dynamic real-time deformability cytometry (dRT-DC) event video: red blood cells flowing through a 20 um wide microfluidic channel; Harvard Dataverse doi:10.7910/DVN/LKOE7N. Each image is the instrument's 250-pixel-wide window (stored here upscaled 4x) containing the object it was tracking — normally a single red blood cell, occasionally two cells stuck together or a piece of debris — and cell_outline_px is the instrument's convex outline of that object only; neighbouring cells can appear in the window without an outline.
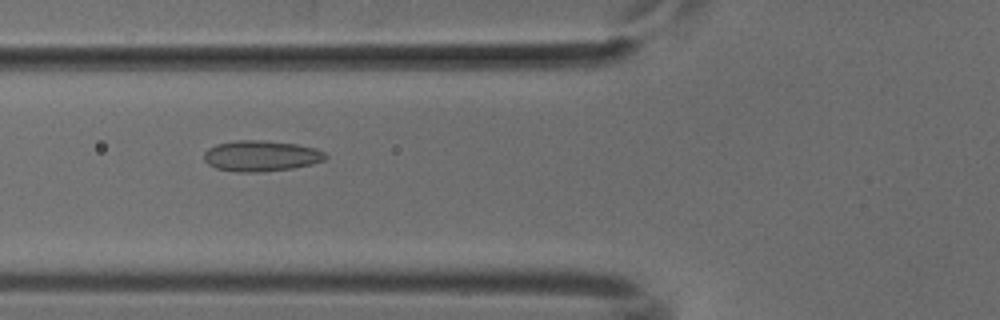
{"species": "common noctule bat (a hibernating species)", "species_latin": "Nyctalus noctula", "temperature_condition": "cold", "stored_images_in_passage": 53, "camera_frame_rate_fps": 3000, "um_per_image_px": 0.085, "animal": {"sex": "male", "body_mass_g": 18.8}, "frame": {"image": 1, "passage_image": 20, "time_ms": 6.333, "image_size_px": [1000, 320], "cell_outline_px": [[328, 156], [324, 160], [312, 164], [292, 168], [260, 172], [236, 172], [216, 168], [208, 164], [204, 160], [204, 152], [208, 148], [216, 144], [236, 140], [264, 140], [296, 144], [316, 148], [324, 152]], "centroid_in_image_um": [22.18, 13.25], "position_along_channel_um": 103.6, "area_um2": 21.91}}
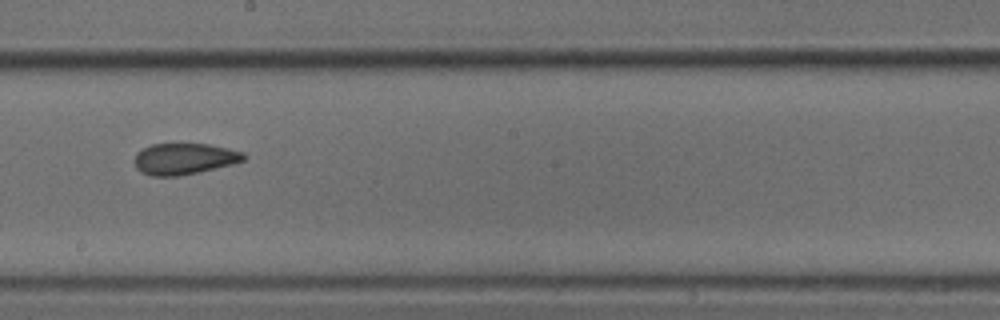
{"frame": {"image": 2, "passage_image": 30, "time_ms": 9.667, "image_size_px": [1000, 320], "cell_outline_px": [[244, 160], [232, 164], [200, 172], [180, 176], [152, 176], [140, 172], [136, 168], [136, 152], [152, 144], [208, 144], [228, 148], [244, 152]], "centroid_in_image_um": [15.66, 13.51], "position_along_channel_um": 232.5, "area_um2": 19.83}}
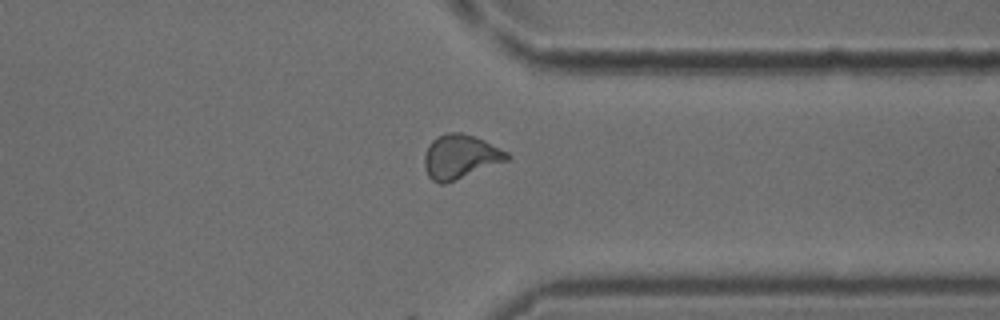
{"frame": {"image": 3, "passage_image": 41, "time_ms": 13.333, "image_size_px": [1000, 320], "cell_outline_px": [[512, 156], [508, 160], [444, 184], [440, 184], [432, 180], [428, 176], [424, 168], [424, 156], [428, 144], [436, 136], [444, 132], [460, 132], [484, 140], [508, 152]], "centroid_in_image_um": [39.09, 13.31], "position_along_channel_um": 372.3, "area_um2": 21.27}}